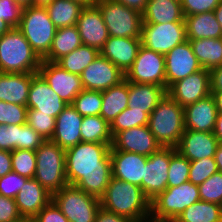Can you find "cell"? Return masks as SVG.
Here are the masks:
<instances>
[{
  "label": "cell",
  "mask_w": 222,
  "mask_h": 222,
  "mask_svg": "<svg viewBox=\"0 0 222 222\" xmlns=\"http://www.w3.org/2000/svg\"><path fill=\"white\" fill-rule=\"evenodd\" d=\"M111 144L79 142L65 150L69 185L101 198L112 177Z\"/></svg>",
  "instance_id": "6da1fadb"
},
{
  "label": "cell",
  "mask_w": 222,
  "mask_h": 222,
  "mask_svg": "<svg viewBox=\"0 0 222 222\" xmlns=\"http://www.w3.org/2000/svg\"><path fill=\"white\" fill-rule=\"evenodd\" d=\"M101 207L135 222H150L151 201L138 185L111 177Z\"/></svg>",
  "instance_id": "7a4b0ae2"
},
{
  "label": "cell",
  "mask_w": 222,
  "mask_h": 222,
  "mask_svg": "<svg viewBox=\"0 0 222 222\" xmlns=\"http://www.w3.org/2000/svg\"><path fill=\"white\" fill-rule=\"evenodd\" d=\"M148 127L161 147L176 148L185 131L184 108L166 93L150 113Z\"/></svg>",
  "instance_id": "3957f363"
},
{
  "label": "cell",
  "mask_w": 222,
  "mask_h": 222,
  "mask_svg": "<svg viewBox=\"0 0 222 222\" xmlns=\"http://www.w3.org/2000/svg\"><path fill=\"white\" fill-rule=\"evenodd\" d=\"M41 61L17 28L0 36V73H37Z\"/></svg>",
  "instance_id": "277c9868"
},
{
  "label": "cell",
  "mask_w": 222,
  "mask_h": 222,
  "mask_svg": "<svg viewBox=\"0 0 222 222\" xmlns=\"http://www.w3.org/2000/svg\"><path fill=\"white\" fill-rule=\"evenodd\" d=\"M34 178L52 195L68 185L65 150L51 140H45L35 151Z\"/></svg>",
  "instance_id": "5b68a950"
},
{
  "label": "cell",
  "mask_w": 222,
  "mask_h": 222,
  "mask_svg": "<svg viewBox=\"0 0 222 222\" xmlns=\"http://www.w3.org/2000/svg\"><path fill=\"white\" fill-rule=\"evenodd\" d=\"M17 29L24 35L38 57L43 60L48 55L57 30L45 6L23 8Z\"/></svg>",
  "instance_id": "8992f818"
},
{
  "label": "cell",
  "mask_w": 222,
  "mask_h": 222,
  "mask_svg": "<svg viewBox=\"0 0 222 222\" xmlns=\"http://www.w3.org/2000/svg\"><path fill=\"white\" fill-rule=\"evenodd\" d=\"M199 200L198 185L190 181L167 187L151 200L150 222H173L187 207Z\"/></svg>",
  "instance_id": "52a82bcc"
},
{
  "label": "cell",
  "mask_w": 222,
  "mask_h": 222,
  "mask_svg": "<svg viewBox=\"0 0 222 222\" xmlns=\"http://www.w3.org/2000/svg\"><path fill=\"white\" fill-rule=\"evenodd\" d=\"M52 200L68 222H94L101 208L99 198L69 184L55 192Z\"/></svg>",
  "instance_id": "ba28073f"
},
{
  "label": "cell",
  "mask_w": 222,
  "mask_h": 222,
  "mask_svg": "<svg viewBox=\"0 0 222 222\" xmlns=\"http://www.w3.org/2000/svg\"><path fill=\"white\" fill-rule=\"evenodd\" d=\"M109 36L141 38L142 14L114 0H97Z\"/></svg>",
  "instance_id": "9c48e42d"
},
{
  "label": "cell",
  "mask_w": 222,
  "mask_h": 222,
  "mask_svg": "<svg viewBox=\"0 0 222 222\" xmlns=\"http://www.w3.org/2000/svg\"><path fill=\"white\" fill-rule=\"evenodd\" d=\"M125 79L133 83L155 84L166 89L164 55L141 45L136 59L125 73Z\"/></svg>",
  "instance_id": "30bf717a"
},
{
  "label": "cell",
  "mask_w": 222,
  "mask_h": 222,
  "mask_svg": "<svg viewBox=\"0 0 222 222\" xmlns=\"http://www.w3.org/2000/svg\"><path fill=\"white\" fill-rule=\"evenodd\" d=\"M141 40L144 47L166 55L187 40L185 22L142 24Z\"/></svg>",
  "instance_id": "8fae6325"
},
{
  "label": "cell",
  "mask_w": 222,
  "mask_h": 222,
  "mask_svg": "<svg viewBox=\"0 0 222 222\" xmlns=\"http://www.w3.org/2000/svg\"><path fill=\"white\" fill-rule=\"evenodd\" d=\"M37 73L68 105L84 89L79 75L66 71L56 62L42 60Z\"/></svg>",
  "instance_id": "7c38bea8"
},
{
  "label": "cell",
  "mask_w": 222,
  "mask_h": 222,
  "mask_svg": "<svg viewBox=\"0 0 222 222\" xmlns=\"http://www.w3.org/2000/svg\"><path fill=\"white\" fill-rule=\"evenodd\" d=\"M170 164V147H160L147 157L141 190L150 199H154L168 186V170Z\"/></svg>",
  "instance_id": "4fadbf2b"
},
{
  "label": "cell",
  "mask_w": 222,
  "mask_h": 222,
  "mask_svg": "<svg viewBox=\"0 0 222 222\" xmlns=\"http://www.w3.org/2000/svg\"><path fill=\"white\" fill-rule=\"evenodd\" d=\"M80 78L84 89L105 91L123 81L125 79V73L110 60L99 54V56L82 71Z\"/></svg>",
  "instance_id": "5bb4252c"
},
{
  "label": "cell",
  "mask_w": 222,
  "mask_h": 222,
  "mask_svg": "<svg viewBox=\"0 0 222 222\" xmlns=\"http://www.w3.org/2000/svg\"><path fill=\"white\" fill-rule=\"evenodd\" d=\"M167 93L183 108L211 94L210 72L201 69L181 80L173 83Z\"/></svg>",
  "instance_id": "9a60e30c"
},
{
  "label": "cell",
  "mask_w": 222,
  "mask_h": 222,
  "mask_svg": "<svg viewBox=\"0 0 222 222\" xmlns=\"http://www.w3.org/2000/svg\"><path fill=\"white\" fill-rule=\"evenodd\" d=\"M164 57L166 90L176 81L203 69L193 53L189 40L176 45Z\"/></svg>",
  "instance_id": "2e32d148"
},
{
  "label": "cell",
  "mask_w": 222,
  "mask_h": 222,
  "mask_svg": "<svg viewBox=\"0 0 222 222\" xmlns=\"http://www.w3.org/2000/svg\"><path fill=\"white\" fill-rule=\"evenodd\" d=\"M111 147L115 150L132 152L148 157L156 152L161 145L156 141L148 125H146L118 132L113 137Z\"/></svg>",
  "instance_id": "e0dca14e"
},
{
  "label": "cell",
  "mask_w": 222,
  "mask_h": 222,
  "mask_svg": "<svg viewBox=\"0 0 222 222\" xmlns=\"http://www.w3.org/2000/svg\"><path fill=\"white\" fill-rule=\"evenodd\" d=\"M76 27L82 44L94 47L99 51L109 37L102 13L96 5L84 7L81 10Z\"/></svg>",
  "instance_id": "ac0fdd59"
},
{
  "label": "cell",
  "mask_w": 222,
  "mask_h": 222,
  "mask_svg": "<svg viewBox=\"0 0 222 222\" xmlns=\"http://www.w3.org/2000/svg\"><path fill=\"white\" fill-rule=\"evenodd\" d=\"M26 106L28 109H34L56 118L68 104L50 88L38 73H32Z\"/></svg>",
  "instance_id": "d6986e66"
},
{
  "label": "cell",
  "mask_w": 222,
  "mask_h": 222,
  "mask_svg": "<svg viewBox=\"0 0 222 222\" xmlns=\"http://www.w3.org/2000/svg\"><path fill=\"white\" fill-rule=\"evenodd\" d=\"M112 177L141 187L147 156L110 148Z\"/></svg>",
  "instance_id": "ffe728a7"
},
{
  "label": "cell",
  "mask_w": 222,
  "mask_h": 222,
  "mask_svg": "<svg viewBox=\"0 0 222 222\" xmlns=\"http://www.w3.org/2000/svg\"><path fill=\"white\" fill-rule=\"evenodd\" d=\"M218 139L213 132L185 130L176 150L189 161L214 158Z\"/></svg>",
  "instance_id": "44dd1931"
},
{
  "label": "cell",
  "mask_w": 222,
  "mask_h": 222,
  "mask_svg": "<svg viewBox=\"0 0 222 222\" xmlns=\"http://www.w3.org/2000/svg\"><path fill=\"white\" fill-rule=\"evenodd\" d=\"M141 45V38L109 36L100 54L126 73L136 59Z\"/></svg>",
  "instance_id": "7402d4cb"
},
{
  "label": "cell",
  "mask_w": 222,
  "mask_h": 222,
  "mask_svg": "<svg viewBox=\"0 0 222 222\" xmlns=\"http://www.w3.org/2000/svg\"><path fill=\"white\" fill-rule=\"evenodd\" d=\"M82 121L83 116L68 105L56 117L54 133L50 140L64 150L74 147L81 142Z\"/></svg>",
  "instance_id": "603a6c76"
},
{
  "label": "cell",
  "mask_w": 222,
  "mask_h": 222,
  "mask_svg": "<svg viewBox=\"0 0 222 222\" xmlns=\"http://www.w3.org/2000/svg\"><path fill=\"white\" fill-rule=\"evenodd\" d=\"M52 200L49 193L35 178H28L15 197L22 218H34Z\"/></svg>",
  "instance_id": "cb8c5ba5"
},
{
  "label": "cell",
  "mask_w": 222,
  "mask_h": 222,
  "mask_svg": "<svg viewBox=\"0 0 222 222\" xmlns=\"http://www.w3.org/2000/svg\"><path fill=\"white\" fill-rule=\"evenodd\" d=\"M217 115L216 103L210 94L184 108L185 130L213 132Z\"/></svg>",
  "instance_id": "d4e9b609"
},
{
  "label": "cell",
  "mask_w": 222,
  "mask_h": 222,
  "mask_svg": "<svg viewBox=\"0 0 222 222\" xmlns=\"http://www.w3.org/2000/svg\"><path fill=\"white\" fill-rule=\"evenodd\" d=\"M32 73H0V101L26 106Z\"/></svg>",
  "instance_id": "484cf974"
},
{
  "label": "cell",
  "mask_w": 222,
  "mask_h": 222,
  "mask_svg": "<svg viewBox=\"0 0 222 222\" xmlns=\"http://www.w3.org/2000/svg\"><path fill=\"white\" fill-rule=\"evenodd\" d=\"M128 107L132 110L151 113L167 90L155 84L128 82Z\"/></svg>",
  "instance_id": "4316f807"
},
{
  "label": "cell",
  "mask_w": 222,
  "mask_h": 222,
  "mask_svg": "<svg viewBox=\"0 0 222 222\" xmlns=\"http://www.w3.org/2000/svg\"><path fill=\"white\" fill-rule=\"evenodd\" d=\"M184 22L181 2L176 0H148L142 13V24Z\"/></svg>",
  "instance_id": "83f0119b"
},
{
  "label": "cell",
  "mask_w": 222,
  "mask_h": 222,
  "mask_svg": "<svg viewBox=\"0 0 222 222\" xmlns=\"http://www.w3.org/2000/svg\"><path fill=\"white\" fill-rule=\"evenodd\" d=\"M187 40L222 38V28L214 12L184 17Z\"/></svg>",
  "instance_id": "f1b7e54d"
},
{
  "label": "cell",
  "mask_w": 222,
  "mask_h": 222,
  "mask_svg": "<svg viewBox=\"0 0 222 222\" xmlns=\"http://www.w3.org/2000/svg\"><path fill=\"white\" fill-rule=\"evenodd\" d=\"M128 81L124 79L118 85L102 91L100 116L109 124L128 107Z\"/></svg>",
  "instance_id": "f546056e"
},
{
  "label": "cell",
  "mask_w": 222,
  "mask_h": 222,
  "mask_svg": "<svg viewBox=\"0 0 222 222\" xmlns=\"http://www.w3.org/2000/svg\"><path fill=\"white\" fill-rule=\"evenodd\" d=\"M81 45L82 41L76 25L58 28L48 55L43 60L57 62Z\"/></svg>",
  "instance_id": "4dcf8cb0"
},
{
  "label": "cell",
  "mask_w": 222,
  "mask_h": 222,
  "mask_svg": "<svg viewBox=\"0 0 222 222\" xmlns=\"http://www.w3.org/2000/svg\"><path fill=\"white\" fill-rule=\"evenodd\" d=\"M45 8L49 18L58 29L76 25L84 6L71 0H53L45 5Z\"/></svg>",
  "instance_id": "1f68e13d"
},
{
  "label": "cell",
  "mask_w": 222,
  "mask_h": 222,
  "mask_svg": "<svg viewBox=\"0 0 222 222\" xmlns=\"http://www.w3.org/2000/svg\"><path fill=\"white\" fill-rule=\"evenodd\" d=\"M193 53L204 69L222 65V38L189 40Z\"/></svg>",
  "instance_id": "d6a6232c"
},
{
  "label": "cell",
  "mask_w": 222,
  "mask_h": 222,
  "mask_svg": "<svg viewBox=\"0 0 222 222\" xmlns=\"http://www.w3.org/2000/svg\"><path fill=\"white\" fill-rule=\"evenodd\" d=\"M222 205L199 200L187 207L173 222H220Z\"/></svg>",
  "instance_id": "836d02e7"
},
{
  "label": "cell",
  "mask_w": 222,
  "mask_h": 222,
  "mask_svg": "<svg viewBox=\"0 0 222 222\" xmlns=\"http://www.w3.org/2000/svg\"><path fill=\"white\" fill-rule=\"evenodd\" d=\"M81 142L112 144L110 124L100 115L83 117Z\"/></svg>",
  "instance_id": "e575fe53"
},
{
  "label": "cell",
  "mask_w": 222,
  "mask_h": 222,
  "mask_svg": "<svg viewBox=\"0 0 222 222\" xmlns=\"http://www.w3.org/2000/svg\"><path fill=\"white\" fill-rule=\"evenodd\" d=\"M100 54V51L94 47L81 45L68 55L60 58L56 63L66 71L79 75L92 63Z\"/></svg>",
  "instance_id": "d590c367"
},
{
  "label": "cell",
  "mask_w": 222,
  "mask_h": 222,
  "mask_svg": "<svg viewBox=\"0 0 222 222\" xmlns=\"http://www.w3.org/2000/svg\"><path fill=\"white\" fill-rule=\"evenodd\" d=\"M190 161L183 157L174 147H170V164L168 170V187H176L189 181Z\"/></svg>",
  "instance_id": "8d00e7d4"
},
{
  "label": "cell",
  "mask_w": 222,
  "mask_h": 222,
  "mask_svg": "<svg viewBox=\"0 0 222 222\" xmlns=\"http://www.w3.org/2000/svg\"><path fill=\"white\" fill-rule=\"evenodd\" d=\"M71 106L83 117L100 115L102 91L83 89L75 97Z\"/></svg>",
  "instance_id": "74e56055"
},
{
  "label": "cell",
  "mask_w": 222,
  "mask_h": 222,
  "mask_svg": "<svg viewBox=\"0 0 222 222\" xmlns=\"http://www.w3.org/2000/svg\"><path fill=\"white\" fill-rule=\"evenodd\" d=\"M150 114L132 110L127 107L110 124L111 134L114 137L118 132L137 126H146L149 122Z\"/></svg>",
  "instance_id": "f35d334b"
},
{
  "label": "cell",
  "mask_w": 222,
  "mask_h": 222,
  "mask_svg": "<svg viewBox=\"0 0 222 222\" xmlns=\"http://www.w3.org/2000/svg\"><path fill=\"white\" fill-rule=\"evenodd\" d=\"M12 172L26 178H34L36 173L35 151L16 149L11 152Z\"/></svg>",
  "instance_id": "ab89813d"
},
{
  "label": "cell",
  "mask_w": 222,
  "mask_h": 222,
  "mask_svg": "<svg viewBox=\"0 0 222 222\" xmlns=\"http://www.w3.org/2000/svg\"><path fill=\"white\" fill-rule=\"evenodd\" d=\"M22 11L23 8L14 0H0V36L18 27Z\"/></svg>",
  "instance_id": "60d3db41"
},
{
  "label": "cell",
  "mask_w": 222,
  "mask_h": 222,
  "mask_svg": "<svg viewBox=\"0 0 222 222\" xmlns=\"http://www.w3.org/2000/svg\"><path fill=\"white\" fill-rule=\"evenodd\" d=\"M27 124L44 140H50L54 133L56 118L34 109H28Z\"/></svg>",
  "instance_id": "b9f144b4"
},
{
  "label": "cell",
  "mask_w": 222,
  "mask_h": 222,
  "mask_svg": "<svg viewBox=\"0 0 222 222\" xmlns=\"http://www.w3.org/2000/svg\"><path fill=\"white\" fill-rule=\"evenodd\" d=\"M198 188L200 200L222 205V172L214 173Z\"/></svg>",
  "instance_id": "7bdbcfd3"
},
{
  "label": "cell",
  "mask_w": 222,
  "mask_h": 222,
  "mask_svg": "<svg viewBox=\"0 0 222 222\" xmlns=\"http://www.w3.org/2000/svg\"><path fill=\"white\" fill-rule=\"evenodd\" d=\"M218 171L219 170L214 158L190 161V173L188 180L195 185H199Z\"/></svg>",
  "instance_id": "ee69618b"
},
{
  "label": "cell",
  "mask_w": 222,
  "mask_h": 222,
  "mask_svg": "<svg viewBox=\"0 0 222 222\" xmlns=\"http://www.w3.org/2000/svg\"><path fill=\"white\" fill-rule=\"evenodd\" d=\"M27 106L0 101V124L23 125L27 124Z\"/></svg>",
  "instance_id": "f6af8a7d"
},
{
  "label": "cell",
  "mask_w": 222,
  "mask_h": 222,
  "mask_svg": "<svg viewBox=\"0 0 222 222\" xmlns=\"http://www.w3.org/2000/svg\"><path fill=\"white\" fill-rule=\"evenodd\" d=\"M21 125L0 124V150L12 152L20 149Z\"/></svg>",
  "instance_id": "bcb514c9"
},
{
  "label": "cell",
  "mask_w": 222,
  "mask_h": 222,
  "mask_svg": "<svg viewBox=\"0 0 222 222\" xmlns=\"http://www.w3.org/2000/svg\"><path fill=\"white\" fill-rule=\"evenodd\" d=\"M27 179L15 172L7 173L0 177V194L15 199Z\"/></svg>",
  "instance_id": "7dc6e473"
},
{
  "label": "cell",
  "mask_w": 222,
  "mask_h": 222,
  "mask_svg": "<svg viewBox=\"0 0 222 222\" xmlns=\"http://www.w3.org/2000/svg\"><path fill=\"white\" fill-rule=\"evenodd\" d=\"M221 0H182L183 15L190 16L200 13L212 12Z\"/></svg>",
  "instance_id": "c3c4849f"
},
{
  "label": "cell",
  "mask_w": 222,
  "mask_h": 222,
  "mask_svg": "<svg viewBox=\"0 0 222 222\" xmlns=\"http://www.w3.org/2000/svg\"><path fill=\"white\" fill-rule=\"evenodd\" d=\"M44 141L28 124L21 125L20 149L36 151Z\"/></svg>",
  "instance_id": "681fc988"
},
{
  "label": "cell",
  "mask_w": 222,
  "mask_h": 222,
  "mask_svg": "<svg viewBox=\"0 0 222 222\" xmlns=\"http://www.w3.org/2000/svg\"><path fill=\"white\" fill-rule=\"evenodd\" d=\"M15 199L0 194V222H21Z\"/></svg>",
  "instance_id": "f907efd6"
},
{
  "label": "cell",
  "mask_w": 222,
  "mask_h": 222,
  "mask_svg": "<svg viewBox=\"0 0 222 222\" xmlns=\"http://www.w3.org/2000/svg\"><path fill=\"white\" fill-rule=\"evenodd\" d=\"M34 219L37 222H68V219L53 200L43 207Z\"/></svg>",
  "instance_id": "816d5d0a"
},
{
  "label": "cell",
  "mask_w": 222,
  "mask_h": 222,
  "mask_svg": "<svg viewBox=\"0 0 222 222\" xmlns=\"http://www.w3.org/2000/svg\"><path fill=\"white\" fill-rule=\"evenodd\" d=\"M94 222H135L129 218L109 212L102 207L96 214Z\"/></svg>",
  "instance_id": "f5cc1de1"
},
{
  "label": "cell",
  "mask_w": 222,
  "mask_h": 222,
  "mask_svg": "<svg viewBox=\"0 0 222 222\" xmlns=\"http://www.w3.org/2000/svg\"><path fill=\"white\" fill-rule=\"evenodd\" d=\"M210 91H222V65L209 70Z\"/></svg>",
  "instance_id": "db71d44e"
},
{
  "label": "cell",
  "mask_w": 222,
  "mask_h": 222,
  "mask_svg": "<svg viewBox=\"0 0 222 222\" xmlns=\"http://www.w3.org/2000/svg\"><path fill=\"white\" fill-rule=\"evenodd\" d=\"M12 172L11 152L0 150V177Z\"/></svg>",
  "instance_id": "11a10c76"
},
{
  "label": "cell",
  "mask_w": 222,
  "mask_h": 222,
  "mask_svg": "<svg viewBox=\"0 0 222 222\" xmlns=\"http://www.w3.org/2000/svg\"><path fill=\"white\" fill-rule=\"evenodd\" d=\"M116 2L122 3L123 5L134 9L141 14L144 12L148 0H114Z\"/></svg>",
  "instance_id": "9f6ffc18"
},
{
  "label": "cell",
  "mask_w": 222,
  "mask_h": 222,
  "mask_svg": "<svg viewBox=\"0 0 222 222\" xmlns=\"http://www.w3.org/2000/svg\"><path fill=\"white\" fill-rule=\"evenodd\" d=\"M213 133L218 139L219 144H222V114L217 115L215 129Z\"/></svg>",
  "instance_id": "6f0895ef"
},
{
  "label": "cell",
  "mask_w": 222,
  "mask_h": 222,
  "mask_svg": "<svg viewBox=\"0 0 222 222\" xmlns=\"http://www.w3.org/2000/svg\"><path fill=\"white\" fill-rule=\"evenodd\" d=\"M214 97L218 114H222V91H211Z\"/></svg>",
  "instance_id": "680465c9"
},
{
  "label": "cell",
  "mask_w": 222,
  "mask_h": 222,
  "mask_svg": "<svg viewBox=\"0 0 222 222\" xmlns=\"http://www.w3.org/2000/svg\"><path fill=\"white\" fill-rule=\"evenodd\" d=\"M215 162L217 164V168L220 172H222V144H219L216 149V153L214 155Z\"/></svg>",
  "instance_id": "91938a15"
},
{
  "label": "cell",
  "mask_w": 222,
  "mask_h": 222,
  "mask_svg": "<svg viewBox=\"0 0 222 222\" xmlns=\"http://www.w3.org/2000/svg\"><path fill=\"white\" fill-rule=\"evenodd\" d=\"M216 20L219 22L222 28V0L218 4V6L213 10Z\"/></svg>",
  "instance_id": "94428289"
},
{
  "label": "cell",
  "mask_w": 222,
  "mask_h": 222,
  "mask_svg": "<svg viewBox=\"0 0 222 222\" xmlns=\"http://www.w3.org/2000/svg\"><path fill=\"white\" fill-rule=\"evenodd\" d=\"M80 3L84 7L94 6L97 0H71Z\"/></svg>",
  "instance_id": "6125c7cd"
},
{
  "label": "cell",
  "mask_w": 222,
  "mask_h": 222,
  "mask_svg": "<svg viewBox=\"0 0 222 222\" xmlns=\"http://www.w3.org/2000/svg\"><path fill=\"white\" fill-rule=\"evenodd\" d=\"M22 8L33 6V0H14Z\"/></svg>",
  "instance_id": "be15d7a7"
},
{
  "label": "cell",
  "mask_w": 222,
  "mask_h": 222,
  "mask_svg": "<svg viewBox=\"0 0 222 222\" xmlns=\"http://www.w3.org/2000/svg\"><path fill=\"white\" fill-rule=\"evenodd\" d=\"M53 0H33V6H45Z\"/></svg>",
  "instance_id": "e7e4bbea"
},
{
  "label": "cell",
  "mask_w": 222,
  "mask_h": 222,
  "mask_svg": "<svg viewBox=\"0 0 222 222\" xmlns=\"http://www.w3.org/2000/svg\"><path fill=\"white\" fill-rule=\"evenodd\" d=\"M21 222H37L34 218H23Z\"/></svg>",
  "instance_id": "03108f58"
}]
</instances>
